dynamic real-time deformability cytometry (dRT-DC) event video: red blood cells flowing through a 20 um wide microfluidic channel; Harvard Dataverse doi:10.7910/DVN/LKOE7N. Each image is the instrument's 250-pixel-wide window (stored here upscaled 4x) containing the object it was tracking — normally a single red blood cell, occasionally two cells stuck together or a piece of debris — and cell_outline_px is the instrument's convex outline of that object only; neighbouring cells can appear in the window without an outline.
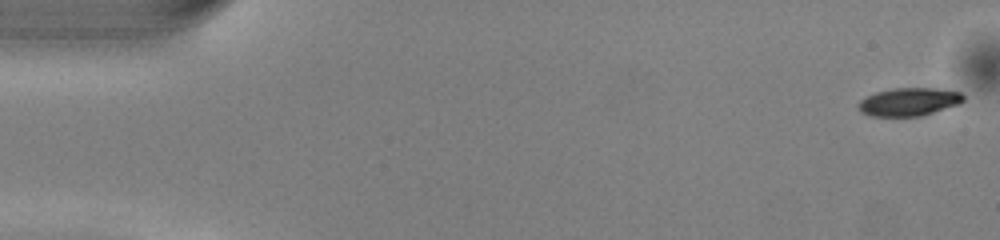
{"species": "common noctule bat (a hibernating species)", "species_latin": "Nyctalus noctula", "temperature_condition": "warm", "stored_images_in_passage": 10, "camera_frame_rate_fps": 3000, "um_per_image_px": 0.085, "animal": {"sex": "male", "body_mass_g": 13.0, "forearm_length_mm": 53.1}, "frame": {"image": 1, "passage_image": 1, "time_ms": 0.0, "image_size_px": [1000, 240], "cell_outline_px": [[964, 100], [960, 104], [920, 116], [872, 116], [860, 112], [856, 104], [860, 100], [876, 92], [892, 88], [936, 88], [960, 92], [964, 96]], "centroid_in_image_um": [77.25, 8.65], "position_along_channel_um": 7.8, "area_um2": 17.22}}